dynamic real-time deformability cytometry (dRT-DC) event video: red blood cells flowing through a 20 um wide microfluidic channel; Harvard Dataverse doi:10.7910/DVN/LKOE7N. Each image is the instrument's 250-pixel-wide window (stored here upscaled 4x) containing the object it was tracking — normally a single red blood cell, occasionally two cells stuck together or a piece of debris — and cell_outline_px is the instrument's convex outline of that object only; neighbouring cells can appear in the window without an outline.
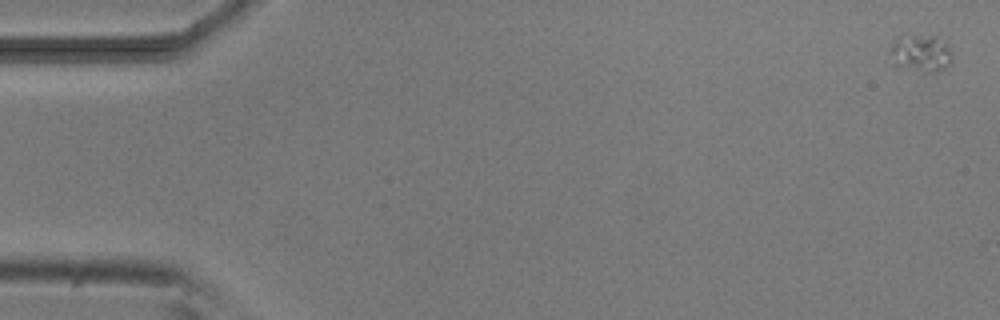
{"species": "common noctule bat (a hibernating species)", "species_latin": "Nyctalus noctula", "temperature_condition": "room temperature", "stored_images_in_passage": 8, "camera_frame_rate_fps": 3000, "um_per_image_px": 0.085, "animal": {"sex": "male", "body_mass_g": 20.5, "forearm_length_mm": 52.5}, "frame": {"image": 1, "passage_image": 1, "time_ms": 0.0, "image_size_px": [1000, 320], "cell_outline_px": [[952, 60], [944, 68], [932, 72], [928, 72], [896, 68], [892, 64], [888, 52], [892, 40], [896, 36], [908, 32], [936, 36], [948, 44], [952, 52]], "centroid_in_image_um": [78.16, 4.47], "position_along_channel_um": 6.8, "area_um2": 14.51}}